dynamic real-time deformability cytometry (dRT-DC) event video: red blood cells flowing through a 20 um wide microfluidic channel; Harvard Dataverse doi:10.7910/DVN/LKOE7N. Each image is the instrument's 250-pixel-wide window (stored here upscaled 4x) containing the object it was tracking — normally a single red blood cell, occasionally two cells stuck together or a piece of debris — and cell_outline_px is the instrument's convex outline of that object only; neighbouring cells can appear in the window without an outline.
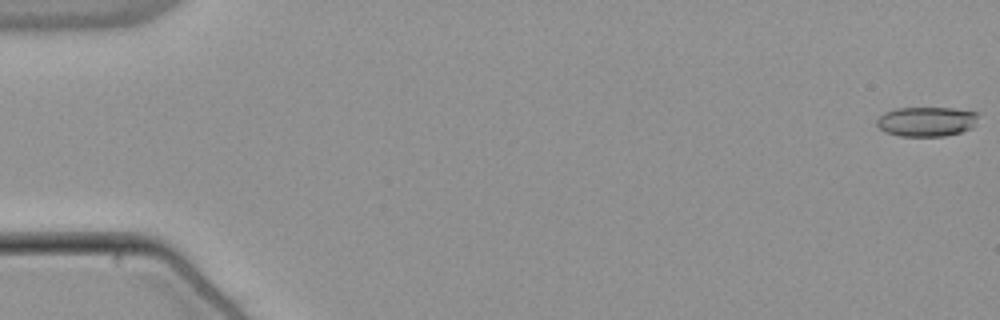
{"species": "common noctule bat (a hibernating species)", "species_latin": "Nyctalus noctula", "temperature_condition": "warm", "stored_images_in_passage": 55, "camera_frame_rate_fps": 3000, "um_per_image_px": 0.085, "animal": {"sex": "male", "body_mass_g": 21.5, "forearm_length_mm": 52.0}, "frame": {"image": 1, "passage_image": 1, "time_ms": 0.0, "image_size_px": [1000, 320], "cell_outline_px": [[976, 116], [972, 128], [960, 132], [944, 136], [900, 136], [884, 132], [876, 124], [876, 120], [884, 112], [896, 108], [952, 108], [976, 112]], "centroid_in_image_um": [78.69, 10.33], "position_along_channel_um": 6.3, "area_um2": 17.4}}
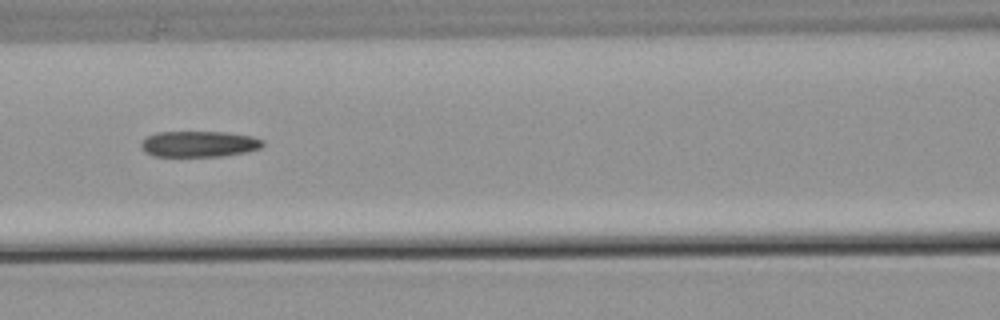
{"frame": {"image": 2, "passage_image": 25, "time_ms": 8.0, "image_size_px": [1000, 320], "cell_outline_px": [[264, 144], [260, 148], [244, 152], [220, 156], [152, 156], [144, 152], [140, 148], [140, 140], [156, 132], [224, 132], [252, 136], [264, 140]], "centroid_in_image_um": [16.86, 12.23], "position_along_channel_um": 149.7, "area_um2": 18.5}}
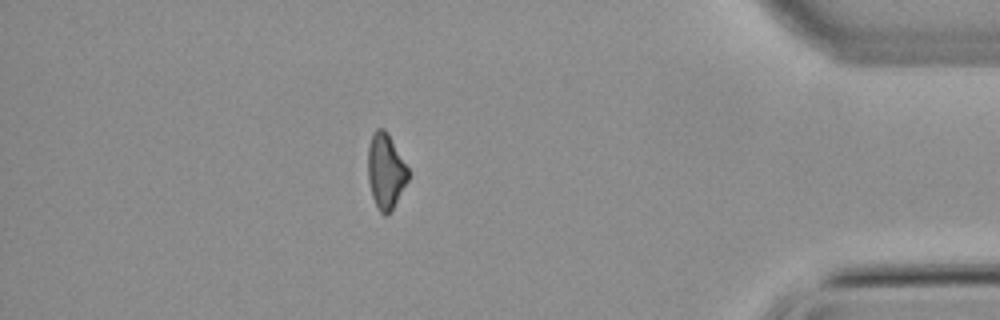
{"frame": {"image": 3, "passage_image": 48, "time_ms": 15.667, "image_size_px": [1000, 320], "cell_outline_px": [[408, 180], [392, 212], [388, 216], [384, 216], [380, 212], [372, 196], [368, 180], [368, 148], [372, 132], [376, 128], [384, 128], [388, 132], [408, 168]], "centroid_in_image_um": [32.78, 14.56], "position_along_channel_um": 402.4, "area_um2": 17.86}, "authors_computed_cell_mechanics": {"area_um2": 18.7272, "velocity_mm_per_s": 3.833, "shape_relaxation_time_tau1_ms": 9.9858, "shape_relaxation_time_tau2_ms": 9.8018, "deformation_change_tau1": 0.2078, "deformation_change_tau2": 0.2033}}